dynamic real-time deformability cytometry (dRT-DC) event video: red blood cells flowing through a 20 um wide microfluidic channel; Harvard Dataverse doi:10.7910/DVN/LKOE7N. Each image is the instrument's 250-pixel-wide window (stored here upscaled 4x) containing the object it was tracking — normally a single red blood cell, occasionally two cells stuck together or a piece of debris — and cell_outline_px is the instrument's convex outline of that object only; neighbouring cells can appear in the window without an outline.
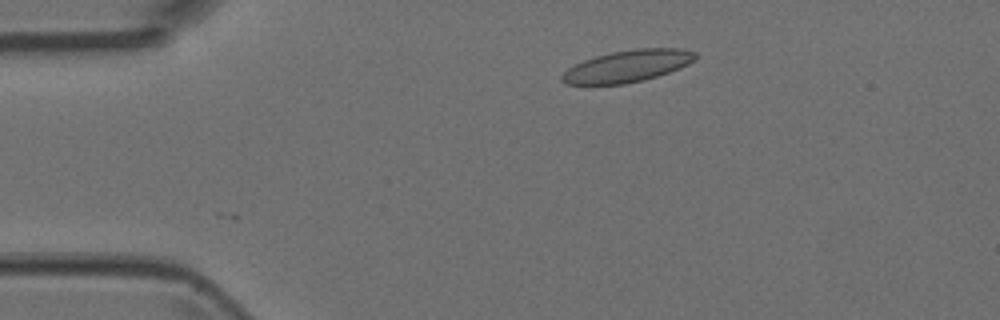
{"species": "Egyptian fruit bat (a non-hibernating species)", "species_latin": "Rousettus aegyptiacus", "temperature_condition": "room temperature", "stored_images_in_passage": 5, "camera_frame_rate_fps": 3000, "um_per_image_px": 0.085, "animal": {"sex": "female"}, "frame": {"image": 1, "passage_image": 2, "time_ms": 0.333, "image_size_px": [1000, 320], "cell_outline_px": [[696, 60], [680, 68], [644, 80], [624, 84], [568, 84], [560, 80], [560, 76], [568, 68], [584, 60], [596, 56], [612, 52], [640, 48], [680, 48], [696, 52]], "centroid_in_image_um": [53.35, 5.61], "position_along_channel_um": 31.6, "area_um2": 24.62}}
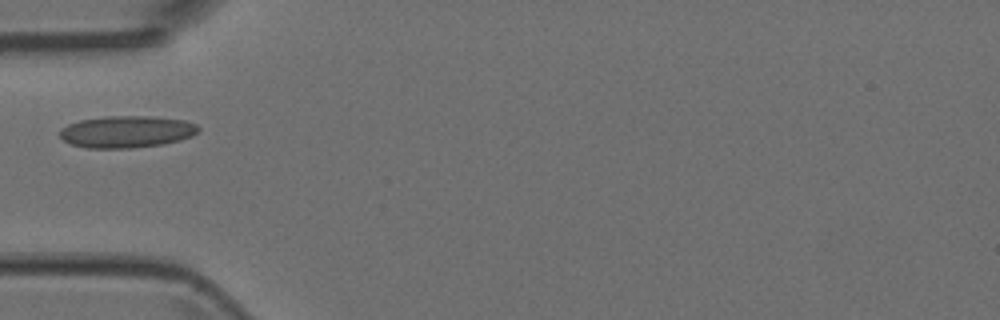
{"frame": {"image": 2, "passage_image": 4, "time_ms": 1.0, "image_size_px": [1000, 320], "cell_outline_px": [[200, 128], [192, 136], [180, 140], [160, 144], [132, 148], [88, 148], [72, 144], [64, 140], [60, 136], [60, 128], [68, 124], [80, 120], [104, 116], [148, 116], [184, 120], [196, 124]], "centroid_in_image_um": [10.75, 11.19], "position_along_channel_um": 74.3, "area_um2": 25.66}}
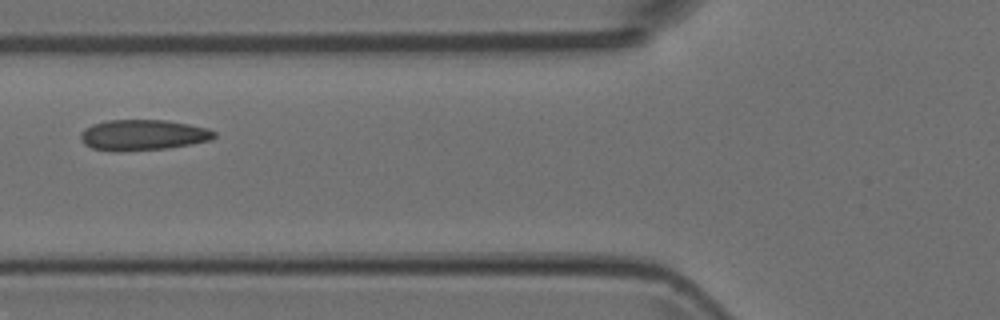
{"frame": {"image": 3, "passage_image": 5, "time_ms": 1.333, "image_size_px": [1000, 320], "cell_outline_px": [[216, 136], [212, 140], [192, 144], [168, 148], [92, 148], [84, 144], [80, 140], [80, 132], [84, 128], [92, 124], [108, 120], [168, 120], [208, 128], [216, 132]], "centroid_in_image_um": [12.21, 11.42], "position_along_channel_um": 113.6, "area_um2": 23.12}}